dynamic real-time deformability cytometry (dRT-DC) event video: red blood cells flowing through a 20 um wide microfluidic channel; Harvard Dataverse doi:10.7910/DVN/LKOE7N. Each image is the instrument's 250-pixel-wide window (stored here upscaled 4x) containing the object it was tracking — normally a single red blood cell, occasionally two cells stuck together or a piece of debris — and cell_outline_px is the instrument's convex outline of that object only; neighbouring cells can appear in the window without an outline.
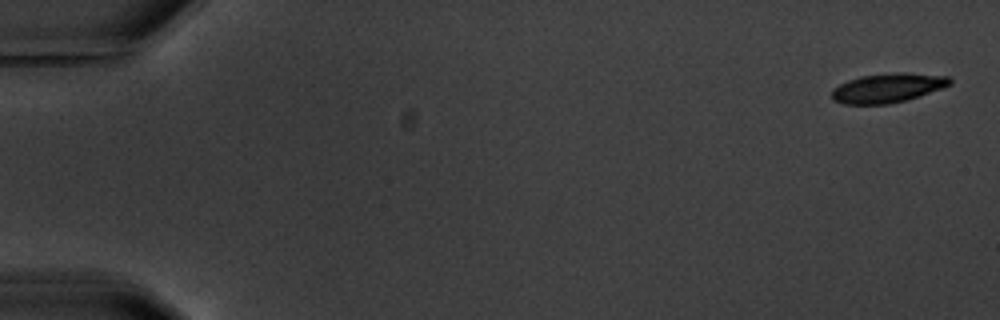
{"species": "common noctule bat (a hibernating species)", "species_latin": "Nyctalus noctula", "temperature_condition": "warm", "stored_images_in_passage": 6, "camera_frame_rate_fps": 3000, "um_per_image_px": 0.085, "animal": {"sex": "male", "body_mass_g": 20.1, "forearm_length_mm": 53.5}, "frame": {"image": 1, "passage_image": 1, "time_ms": 0.0, "image_size_px": [1000, 320], "cell_outline_px": [[952, 84], [944, 88], [904, 100], [888, 104], [844, 104], [832, 100], [832, 88], [848, 80], [860, 76], [896, 72], [908, 72], [948, 76], [952, 80]], "centroid_in_image_um": [75.46, 7.46], "position_along_channel_um": 9.5, "area_um2": 20.23}}
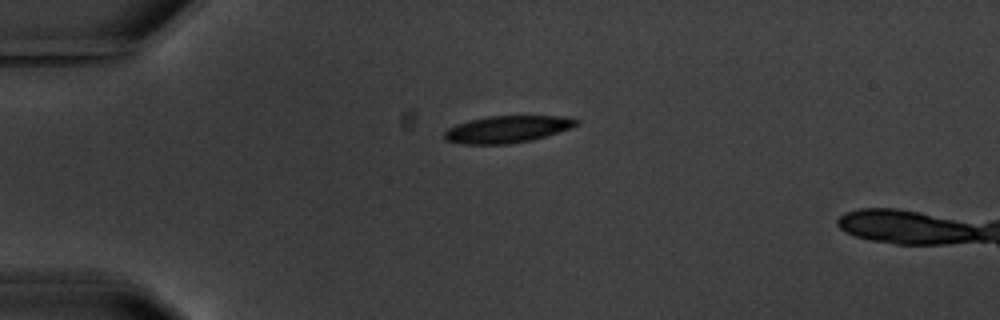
{"frame": {"image": 2, "passage_image": 4, "time_ms": 4.333, "image_size_px": [1000, 320], "cell_outline_px": [[580, 124], [572, 128], [532, 140], [508, 144], [464, 144], [444, 140], [444, 132], [448, 128], [456, 124], [468, 120], [488, 116], [572, 116], [580, 120]], "centroid_in_image_um": [43.16, 10.97], "position_along_channel_um": 41.8, "area_um2": 21.04}}